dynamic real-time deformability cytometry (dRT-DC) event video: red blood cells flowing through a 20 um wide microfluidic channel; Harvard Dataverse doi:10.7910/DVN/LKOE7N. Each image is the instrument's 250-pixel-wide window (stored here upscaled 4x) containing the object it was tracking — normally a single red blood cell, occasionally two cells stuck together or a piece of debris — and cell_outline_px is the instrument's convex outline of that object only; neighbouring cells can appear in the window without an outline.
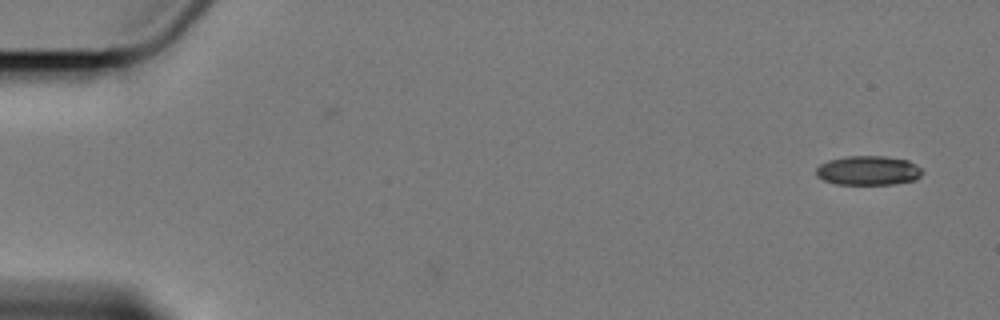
{"species": "Egyptian fruit bat (a non-hibernating species)", "species_latin": "Rousettus aegyptiacus", "temperature_condition": "cold", "stored_images_in_passage": 11, "camera_frame_rate_fps": 3000, "um_per_image_px": 0.085, "animal": {"sex": "female"}, "frame": {"image": 1, "passage_image": 1, "time_ms": 0.0, "image_size_px": [1000, 320], "cell_outline_px": [[924, 172], [916, 180], [896, 184], [836, 184], [824, 180], [816, 176], [816, 168], [820, 164], [828, 160], [848, 156], [884, 156], [908, 160], [916, 164]], "centroid_in_image_um": [73.82, 14.49], "position_along_channel_um": 11.2, "area_um2": 18.26}}
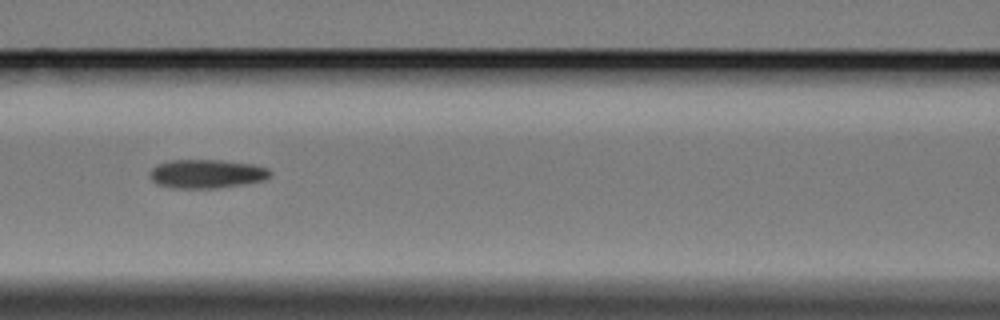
{"frame": {"image": 2, "passage_image": 7, "time_ms": 8.0, "image_size_px": [1000, 320], "cell_outline_px": [[272, 172], [264, 180], [216, 188], [172, 188], [156, 184], [152, 180], [152, 168], [156, 164], [168, 160], [220, 160], [252, 164], [268, 168]], "centroid_in_image_um": [17.54, 14.77], "position_along_channel_um": 149.1, "area_um2": 20.0}}
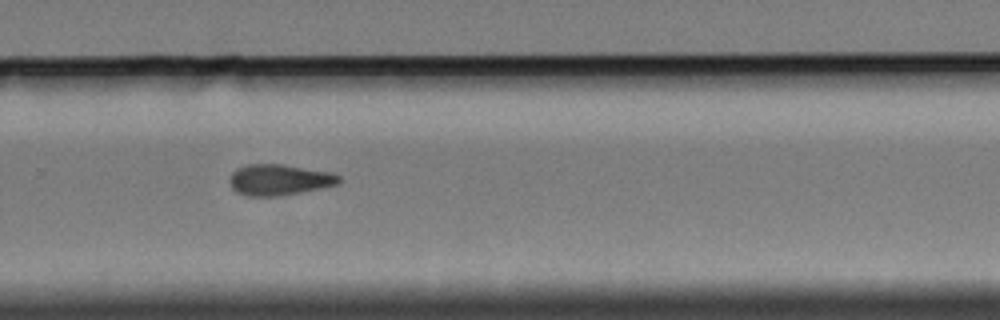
{"frame": {"image": 3, "passage_image": 11, "time_ms": 12.667, "image_size_px": [1000, 320], "cell_outline_px": [[340, 180], [336, 184], [320, 188], [280, 196], [244, 196], [236, 192], [232, 188], [228, 180], [232, 172], [236, 168], [248, 164], [284, 164], [332, 172], [340, 176]], "centroid_in_image_um": [23.69, 15.27], "position_along_channel_um": 306.1, "area_um2": 19.88}}